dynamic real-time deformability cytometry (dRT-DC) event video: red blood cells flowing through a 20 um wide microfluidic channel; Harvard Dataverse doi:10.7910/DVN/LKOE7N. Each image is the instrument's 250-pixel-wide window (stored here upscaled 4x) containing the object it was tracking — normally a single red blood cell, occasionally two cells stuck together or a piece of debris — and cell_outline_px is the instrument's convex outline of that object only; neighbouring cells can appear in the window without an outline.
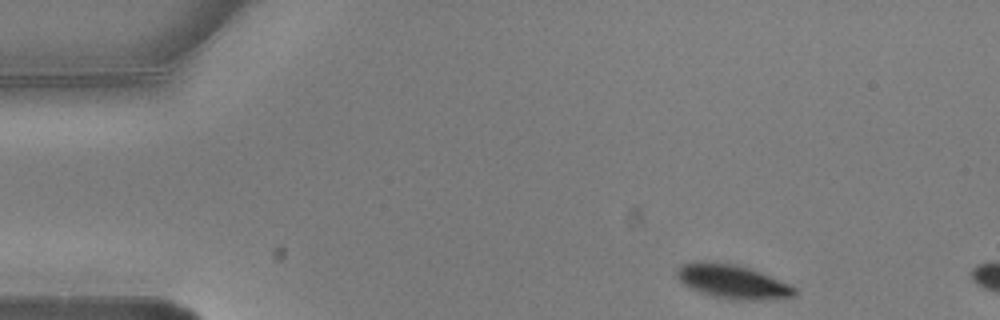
{"species": "common noctule bat (a hibernating species)", "species_latin": "Nyctalus noctula", "temperature_condition": "warm", "stored_images_in_passage": 3, "camera_frame_rate_fps": 3000, "um_per_image_px": 0.085, "animal": {"sex": "male", "body_mass_g": 20.5, "forearm_length_mm": 52.5}, "frame": {"image": 1, "passage_image": 1, "time_ms": 0.0, "image_size_px": [1000, 320], "cell_outline_px": [[796, 296], [760, 300], [736, 300], [712, 296], [688, 288], [676, 276], [676, 268], [684, 264], [700, 260], [704, 260], [736, 264], [760, 272], [792, 284], [796, 288]], "centroid_in_image_um": [62.26, 23.93], "position_along_channel_um": 22.7, "area_um2": 23.52}}